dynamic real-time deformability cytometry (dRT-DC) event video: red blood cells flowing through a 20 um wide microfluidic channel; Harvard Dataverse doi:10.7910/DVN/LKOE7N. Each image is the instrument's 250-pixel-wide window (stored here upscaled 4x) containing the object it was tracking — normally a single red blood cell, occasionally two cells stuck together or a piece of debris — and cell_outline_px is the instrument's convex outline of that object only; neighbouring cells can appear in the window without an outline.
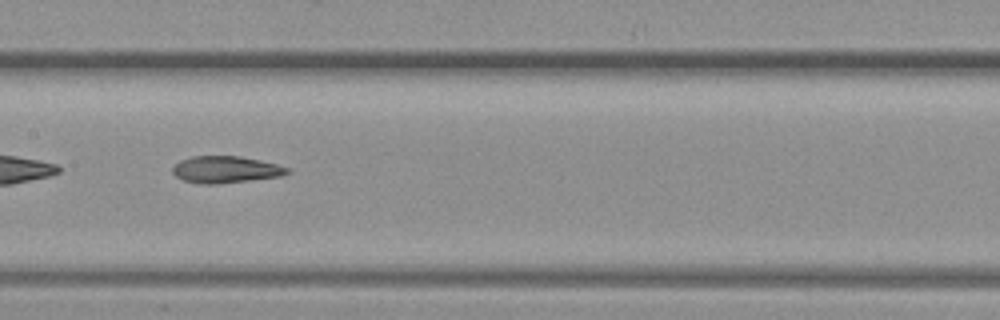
{"species": "common noctule bat (a hibernating species)", "species_latin": "Nyctalus noctula", "temperature_condition": "warm", "stored_images_in_passage": 37, "camera_frame_rate_fps": 3000, "um_per_image_px": 0.085, "animal": {"sex": "female", "body_mass_g": 19.3, "forearm_length_mm": 54.1}, "frame": {"image": 1, "passage_image": 11, "time_ms": 3.333, "image_size_px": [1000, 320], "cell_outline_px": [[292, 172], [280, 176], [220, 184], [200, 184], [184, 180], [176, 176], [172, 172], [172, 168], [180, 160], [192, 156], [240, 156], [260, 160], [276, 164], [288, 168]], "centroid_in_image_um": [19.17, 14.41], "position_along_channel_um": 188.2, "area_um2": 17.92}}